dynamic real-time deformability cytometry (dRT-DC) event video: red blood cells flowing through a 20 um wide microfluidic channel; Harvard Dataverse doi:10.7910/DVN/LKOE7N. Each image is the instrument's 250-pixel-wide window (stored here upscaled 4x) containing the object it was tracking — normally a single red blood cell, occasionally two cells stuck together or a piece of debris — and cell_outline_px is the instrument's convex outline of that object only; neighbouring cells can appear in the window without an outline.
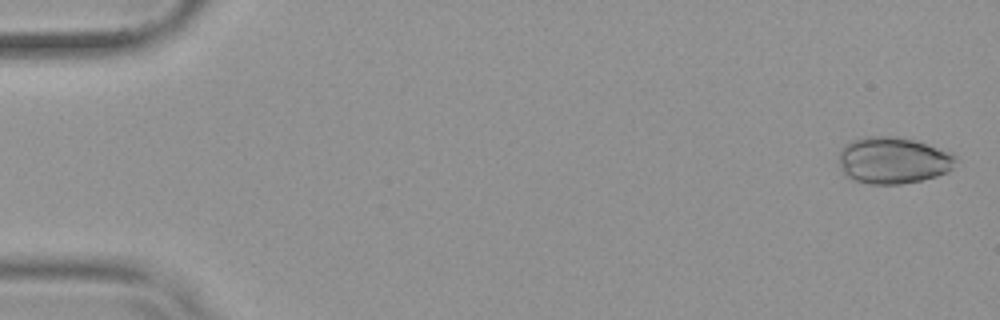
{"species": "common noctule bat (a hibernating species)", "species_latin": "Nyctalus noctula", "temperature_condition": "warm", "stored_images_in_passage": 54, "camera_frame_rate_fps": 3000, "um_per_image_px": 0.085, "animal": {"sex": "female", "body_mass_g": 19.9}, "frame": {"image": 1, "passage_image": 2, "time_ms": 0.333, "image_size_px": [1000, 320], "cell_outline_px": [[956, 160], [952, 168], [948, 172], [936, 176], [920, 180], [900, 184], [868, 184], [852, 180], [844, 176], [840, 168], [840, 148], [844, 144], [852, 140], [864, 136], [900, 136], [916, 140], [952, 152], [956, 156]], "centroid_in_image_um": [75.89, 13.62], "position_along_channel_um": 9.1, "area_um2": 32.31}}
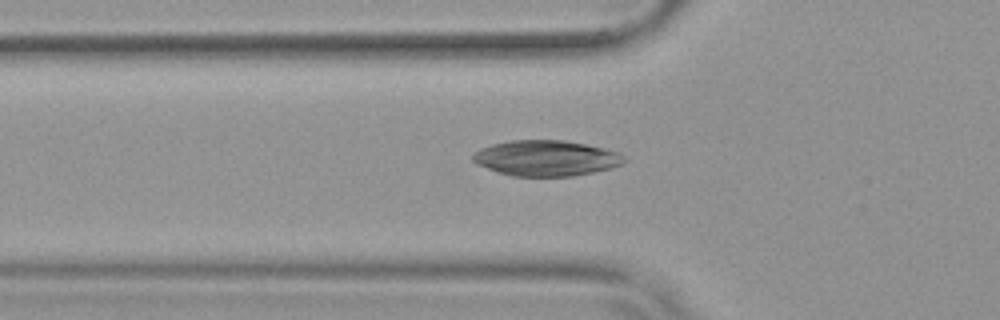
{"frame": {"image": 2, "passage_image": 19, "time_ms": 6.0, "image_size_px": [1000, 320], "cell_outline_px": [[628, 160], [624, 164], [592, 172], [572, 176], [512, 176], [496, 172], [476, 164], [472, 160], [472, 152], [480, 148], [492, 144], [508, 140], [564, 140], [604, 148], [620, 152]], "centroid_in_image_um": [46.39, 13.44], "position_along_channel_um": 79.4, "area_um2": 31.67}}
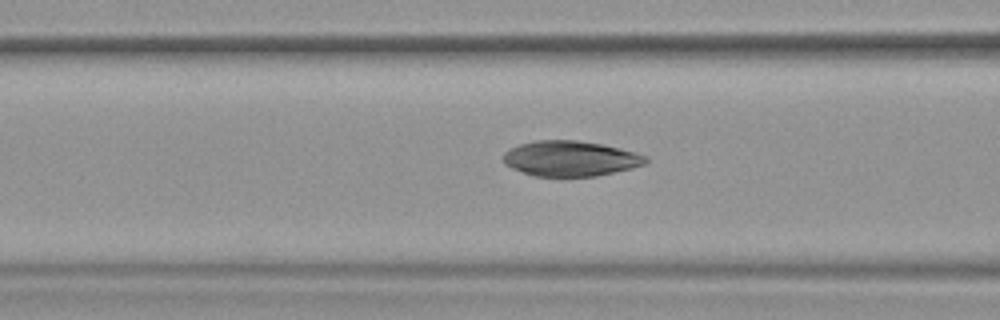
{"frame": {"image": 3, "passage_image": 22, "time_ms": 7.0, "image_size_px": [1000, 320], "cell_outline_px": [[648, 160], [644, 164], [632, 168], [596, 176], [532, 176], [512, 168], [504, 164], [504, 152], [508, 148], [520, 144], [536, 140], [576, 140], [600, 144], [620, 148], [636, 152], [648, 156]], "centroid_in_image_um": [48.47, 13.47], "position_along_channel_um": 118.1, "area_um2": 29.36}}